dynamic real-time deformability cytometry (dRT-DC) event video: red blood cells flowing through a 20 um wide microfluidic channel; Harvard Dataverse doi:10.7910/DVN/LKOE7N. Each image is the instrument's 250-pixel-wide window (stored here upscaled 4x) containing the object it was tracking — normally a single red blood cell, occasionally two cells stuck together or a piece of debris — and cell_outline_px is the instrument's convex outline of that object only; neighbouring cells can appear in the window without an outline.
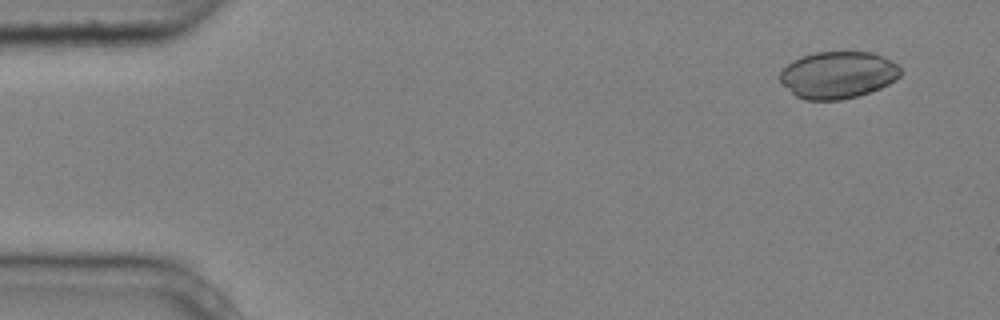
{"species": "common noctule bat (a hibernating species)", "species_latin": "Nyctalus noctula", "temperature_condition": "cold", "stored_images_in_passage": 5, "camera_frame_rate_fps": 3000, "um_per_image_px": 0.085, "animal": {"sex": "male", "body_mass_g": 20.4}, "frame": {"image": 1, "passage_image": 1, "time_ms": 0.0, "image_size_px": [1000, 320], "cell_outline_px": [[900, 76], [896, 80], [880, 88], [856, 96], [840, 100], [804, 100], [796, 96], [780, 80], [780, 72], [792, 60], [816, 52], [872, 52], [884, 56], [896, 64], [900, 68]], "centroid_in_image_um": [71.24, 6.36], "position_along_channel_um": 13.8, "area_um2": 32.83}}